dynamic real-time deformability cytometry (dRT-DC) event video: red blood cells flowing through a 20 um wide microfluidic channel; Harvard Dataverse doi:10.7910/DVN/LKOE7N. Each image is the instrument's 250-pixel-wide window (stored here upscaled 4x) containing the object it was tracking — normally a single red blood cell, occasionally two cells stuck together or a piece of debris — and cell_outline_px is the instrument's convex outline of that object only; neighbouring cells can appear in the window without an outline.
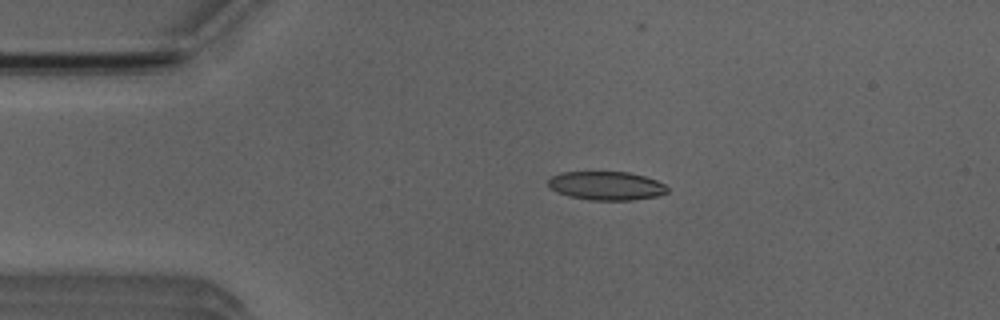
{"species": "Egyptian fruit bat (a non-hibernating species)", "species_latin": "Rousettus aegyptiacus", "temperature_condition": "room temperature", "stored_images_in_passage": 3, "camera_frame_rate_fps": 3000, "um_per_image_px": 0.085, "animal": {"sex": "male"}, "frame": {"image": 1, "passage_image": 2, "time_ms": 1.0, "image_size_px": [1000, 320], "cell_outline_px": [[668, 192], [660, 196], [632, 200], [588, 200], [568, 196], [556, 192], [548, 184], [548, 180], [552, 176], [560, 172], [628, 172], [644, 176], [656, 180], [664, 184], [668, 188]], "centroid_in_image_um": [51.55, 15.79], "position_along_channel_um": 33.4, "area_um2": 20.0}}